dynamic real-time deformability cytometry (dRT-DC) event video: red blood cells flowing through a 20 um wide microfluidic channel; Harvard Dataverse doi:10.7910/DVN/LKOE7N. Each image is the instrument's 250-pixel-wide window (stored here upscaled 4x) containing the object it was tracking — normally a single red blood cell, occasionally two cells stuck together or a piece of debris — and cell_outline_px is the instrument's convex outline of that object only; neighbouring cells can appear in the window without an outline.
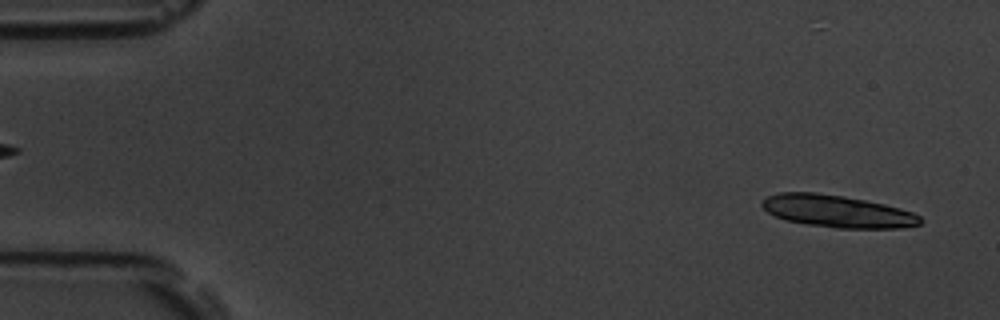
{"species": "common noctule bat (a hibernating species)", "species_latin": "Nyctalus noctula", "temperature_condition": "room temperature", "stored_images_in_passage": 16, "camera_frame_rate_fps": 3000, "um_per_image_px": 0.085, "animal": {"sex": "male", "body_mass_g": 19.5, "forearm_length_mm": 54.6}, "frame": {"image": 1, "passage_image": 2, "time_ms": 0.333, "image_size_px": [1000, 320], "cell_outline_px": [[924, 220], [920, 224], [900, 228], [836, 228], [808, 224], [784, 220], [768, 212], [760, 204], [760, 200], [768, 196], [780, 192], [816, 192], [844, 196], [884, 204], [900, 208], [912, 212], [920, 216]], "centroid_in_image_um": [71.16, 17.95], "position_along_channel_um": 13.8, "area_um2": 29.77}}